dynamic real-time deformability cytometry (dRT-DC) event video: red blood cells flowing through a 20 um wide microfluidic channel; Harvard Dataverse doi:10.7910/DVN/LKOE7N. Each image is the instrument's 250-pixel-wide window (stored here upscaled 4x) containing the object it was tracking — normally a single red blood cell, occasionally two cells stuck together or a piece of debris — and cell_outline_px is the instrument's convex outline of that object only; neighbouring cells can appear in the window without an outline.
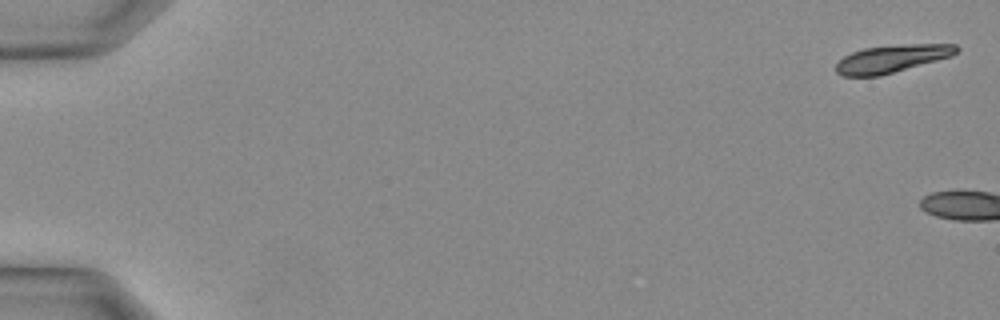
{"species": "Egyptian fruit bat (a non-hibernating species)", "species_latin": "Rousettus aegyptiacus", "temperature_condition": "warm", "stored_images_in_passage": 3, "camera_frame_rate_fps": 3000, "um_per_image_px": 0.085, "animal": {"sex": "female"}, "frame": {"image": 1, "passage_image": 1, "time_ms": 0.0, "image_size_px": [1000, 320], "cell_outline_px": [[960, 48], [952, 56], [880, 76], [844, 76], [836, 72], [836, 64], [844, 56], [852, 52], [864, 48], [908, 44], [956, 44]], "centroid_in_image_um": [75.81, 4.99], "position_along_channel_um": 9.2, "area_um2": 19.25}}